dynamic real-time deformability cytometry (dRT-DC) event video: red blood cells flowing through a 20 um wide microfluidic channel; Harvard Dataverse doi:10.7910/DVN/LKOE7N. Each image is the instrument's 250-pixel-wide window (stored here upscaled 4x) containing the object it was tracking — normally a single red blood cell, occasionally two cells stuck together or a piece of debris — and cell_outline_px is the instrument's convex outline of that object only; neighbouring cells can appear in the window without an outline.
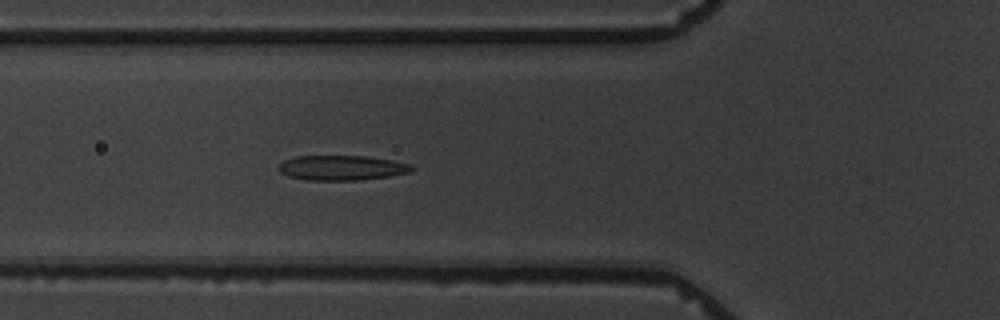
{"species": "common noctule bat (a hibernating species)", "species_latin": "Nyctalus noctula", "temperature_condition": "warm", "stored_images_in_passage": 4, "camera_frame_rate_fps": 3000, "um_per_image_px": 0.085, "animal": {"sex": "male", "body_mass_g": 19.5, "forearm_length_mm": 54.6}, "frame": {"image": 1, "passage_image": 4, "time_ms": 3.333, "image_size_px": [1000, 320], "cell_outline_px": [[416, 168], [412, 172], [388, 176], [360, 180], [304, 180], [288, 176], [280, 172], [276, 168], [284, 160], [296, 156], [368, 156], [392, 160], [412, 164]], "centroid_in_image_um": [29.07, 14.26], "position_along_channel_um": 96.7, "area_um2": 19.54}}